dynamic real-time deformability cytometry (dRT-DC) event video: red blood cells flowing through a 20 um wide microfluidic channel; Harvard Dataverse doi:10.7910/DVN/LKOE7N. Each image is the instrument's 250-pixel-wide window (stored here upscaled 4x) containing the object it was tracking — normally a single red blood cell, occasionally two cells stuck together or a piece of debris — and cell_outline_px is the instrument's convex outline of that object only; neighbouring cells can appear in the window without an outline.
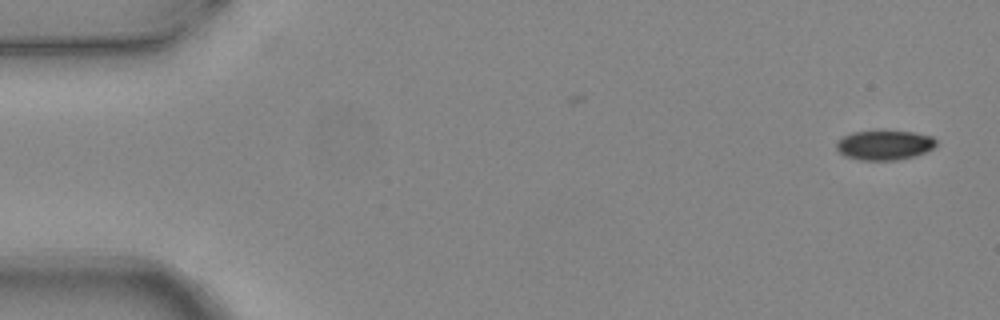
{"species": "common noctule bat (a hibernating species)", "species_latin": "Nyctalus noctula", "temperature_condition": "warm", "stored_images_in_passage": 5, "camera_frame_rate_fps": 3000, "um_per_image_px": 0.085, "animal": {"sex": "female", "body_mass_g": 24.6, "forearm_length_mm": 56.2}, "frame": {"image": 1, "passage_image": 1, "time_ms": 0.0, "image_size_px": [1000, 320], "cell_outline_px": [[936, 144], [932, 148], [916, 156], [896, 160], [860, 160], [844, 156], [836, 148], [836, 140], [852, 132], [876, 128], [912, 132], [932, 136], [936, 140]], "centroid_in_image_um": [75.13, 12.29], "position_along_channel_um": 9.9, "area_um2": 17.86}}
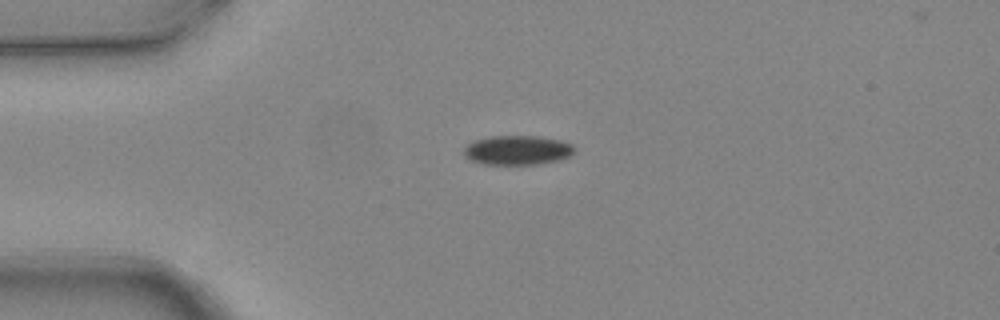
{"frame": {"image": 2, "passage_image": 4, "time_ms": 1.0, "image_size_px": [1000, 320], "cell_outline_px": [[576, 148], [572, 156], [560, 160], [540, 164], [484, 164], [468, 160], [464, 156], [464, 148], [472, 140], [492, 136], [540, 136], [560, 140], [572, 144]], "centroid_in_image_um": [44.0, 12.76], "position_along_channel_um": 41.0, "area_um2": 19.25}}